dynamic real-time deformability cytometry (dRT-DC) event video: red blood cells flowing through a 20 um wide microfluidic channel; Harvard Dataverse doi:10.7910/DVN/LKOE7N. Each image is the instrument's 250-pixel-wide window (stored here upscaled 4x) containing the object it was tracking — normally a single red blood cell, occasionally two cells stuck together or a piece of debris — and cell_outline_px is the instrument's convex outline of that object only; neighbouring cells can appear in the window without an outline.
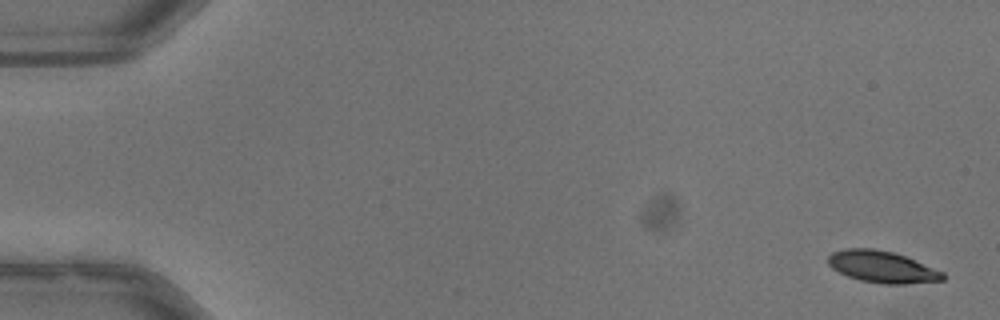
{"species": "common noctule bat (a hibernating species)", "species_latin": "Nyctalus noctula", "temperature_condition": "warm", "stored_images_in_passage": 52, "camera_frame_rate_fps": 3000, "um_per_image_px": 0.085, "animal": {"sex": "male", "body_mass_g": 13.3}, "frame": {"image": 1, "passage_image": 1, "time_ms": 0.0, "image_size_px": [1000, 320], "cell_outline_px": [[944, 280], [904, 284], [880, 284], [860, 280], [848, 276], [832, 268], [828, 264], [828, 256], [832, 252], [844, 248], [872, 248], [892, 252], [904, 256], [944, 272]], "centroid_in_image_um": [74.95, 22.68], "position_along_channel_um": 10.0, "area_um2": 21.1}}
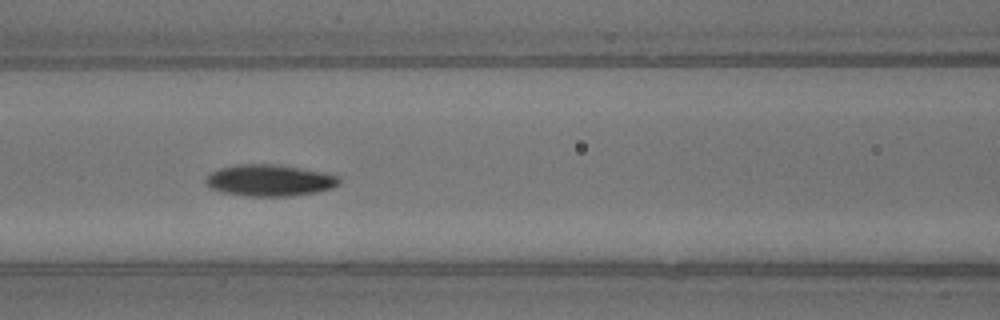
{"frame": {"image": 2, "passage_image": 23, "time_ms": 7.333, "image_size_px": [1000, 320], "cell_outline_px": [[340, 184], [332, 188], [316, 192], [288, 196], [248, 196], [224, 192], [212, 188], [204, 180], [212, 172], [220, 168], [236, 164], [280, 164], [340, 176]], "centroid_in_image_um": [22.94, 15.32], "position_along_channel_um": 143.7, "area_um2": 24.33}}
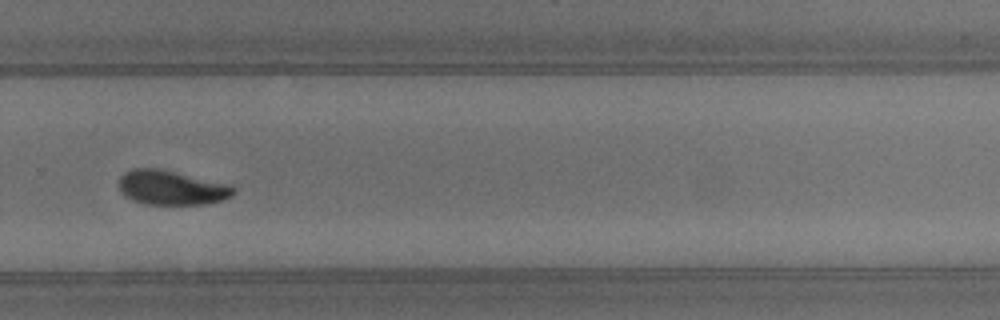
{"frame": {"image": 3, "passage_image": 36, "time_ms": 11.667, "image_size_px": [1000, 320], "cell_outline_px": [[236, 192], [232, 196], [224, 200], [204, 204], [144, 204], [132, 200], [124, 196], [120, 192], [120, 176], [124, 172], [132, 168], [160, 168], [228, 184], [236, 188]], "centroid_in_image_um": [14.57, 15.95], "position_along_channel_um": 315.2, "area_um2": 23.18}, "authors_computed_cell_mechanics": {"area_um2": 22.7443, "velocity_mm_per_s": 3.9788, "shape_relaxation_time_tau1_ms": 3.0716, "shape_relaxation_time_tau2_ms": 4.5438, "deformation_change_tau1": 0.1376, "deformation_change_tau2": 0.0674}}